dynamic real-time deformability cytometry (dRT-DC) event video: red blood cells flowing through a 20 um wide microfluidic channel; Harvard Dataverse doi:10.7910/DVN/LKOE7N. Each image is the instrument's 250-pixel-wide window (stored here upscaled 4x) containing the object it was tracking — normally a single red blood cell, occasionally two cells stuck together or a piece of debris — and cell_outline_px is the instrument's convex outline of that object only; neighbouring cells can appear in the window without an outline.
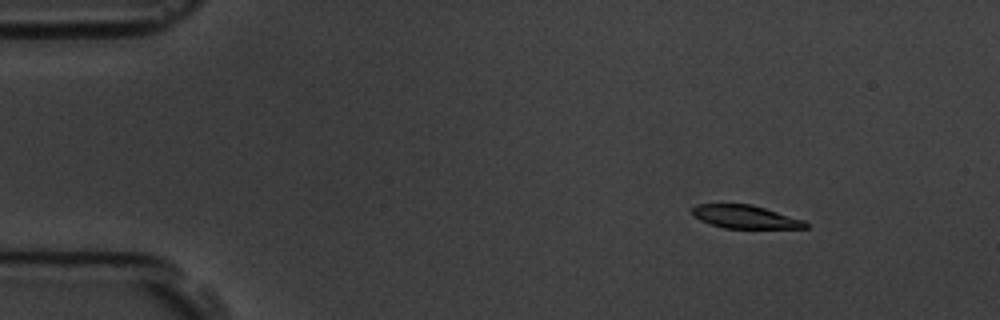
{"species": "common noctule bat (a hibernating species)", "species_latin": "Nyctalus noctula", "temperature_condition": "room temperature", "stored_images_in_passage": 7, "camera_frame_rate_fps": 3000, "um_per_image_px": 0.085, "animal": {"sex": "male", "body_mass_g": 19.5, "forearm_length_mm": 54.6}, "frame": {"image": 1, "passage_image": 3, "time_ms": 2.0, "image_size_px": [1000, 320], "cell_outline_px": [[808, 228], [724, 228], [700, 220], [692, 216], [692, 208], [696, 204], [752, 204], [804, 220], [808, 224]], "centroid_in_image_um": [63.33, 18.43], "position_along_channel_um": 21.7, "area_um2": 15.26}}
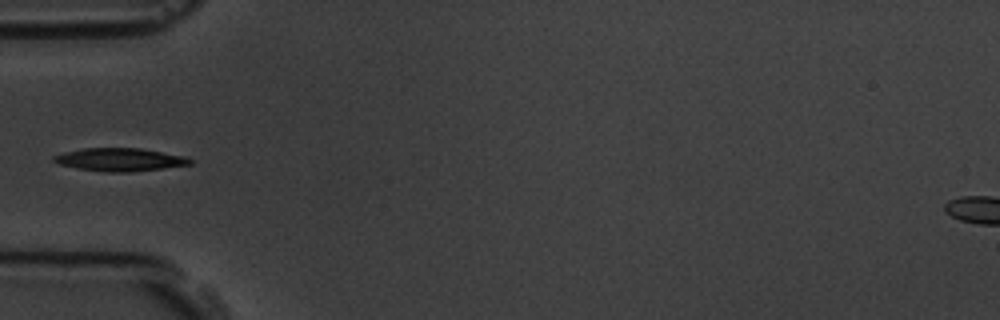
{"frame": {"image": 2, "passage_image": 6, "time_ms": 5.667, "image_size_px": [1000, 320], "cell_outline_px": [[192, 164], [128, 172], [108, 172], [76, 168], [60, 164], [52, 160], [52, 156], [64, 152], [84, 148], [140, 148], [188, 156], [192, 160]], "centroid_in_image_um": [10.19, 13.55], "position_along_channel_um": 74.8, "area_um2": 18.21}}
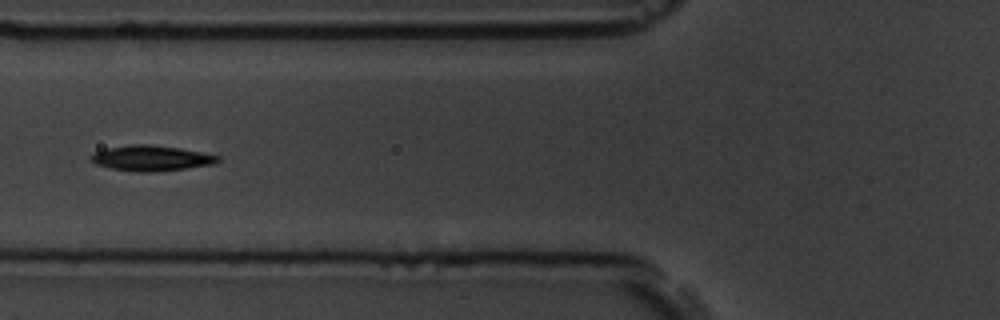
{"frame": {"image": 3, "passage_image": 7, "time_ms": 6.667, "image_size_px": [1000, 320], "cell_outline_px": [[220, 160], [212, 164], [184, 168], [152, 172], [140, 172], [112, 168], [96, 164], [88, 160], [88, 156], [92, 152], [104, 148], [132, 144], [148, 144], [180, 148], [220, 156]], "centroid_in_image_um": [12.76, 13.43], "position_along_channel_um": 113.0, "area_um2": 18.79}}